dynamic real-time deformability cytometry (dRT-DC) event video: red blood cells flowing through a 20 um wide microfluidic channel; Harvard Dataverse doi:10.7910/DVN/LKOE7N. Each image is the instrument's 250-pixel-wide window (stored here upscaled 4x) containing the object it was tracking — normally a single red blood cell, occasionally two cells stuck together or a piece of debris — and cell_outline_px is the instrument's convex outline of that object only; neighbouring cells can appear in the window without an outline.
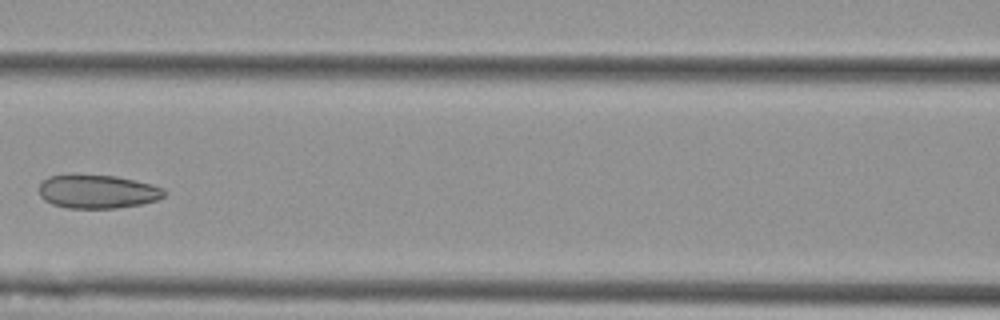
{"species": "Egyptian fruit bat (a non-hibernating species)", "species_latin": "Rousettus aegyptiacus", "temperature_condition": "cold", "stored_images_in_passage": 8, "camera_frame_rate_fps": 3000, "um_per_image_px": 0.085, "animal": {"sex": "female"}, "frame": {"image": 1, "passage_image": 7, "time_ms": 2.0, "image_size_px": [1000, 320], "cell_outline_px": [[168, 192], [164, 196], [156, 200], [144, 204], [116, 208], [68, 208], [52, 204], [44, 200], [40, 196], [40, 184], [48, 176], [116, 176], [152, 184], [164, 188]], "centroid_in_image_um": [8.34, 16.31], "position_along_channel_um": 158.3, "area_um2": 24.28}}
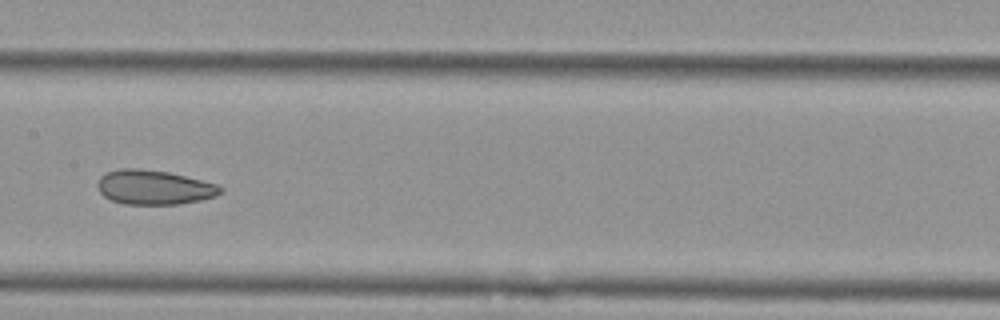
{"frame": {"image": 2, "passage_image": 8, "time_ms": 2.333, "image_size_px": [1000, 320], "cell_outline_px": [[224, 188], [216, 196], [200, 200], [176, 204], [124, 204], [112, 200], [104, 196], [100, 192], [96, 184], [100, 176], [108, 172], [120, 168], [136, 168], [168, 172], [216, 184]], "centroid_in_image_um": [13.06, 15.92], "position_along_channel_um": 194.3, "area_um2": 24.45}}